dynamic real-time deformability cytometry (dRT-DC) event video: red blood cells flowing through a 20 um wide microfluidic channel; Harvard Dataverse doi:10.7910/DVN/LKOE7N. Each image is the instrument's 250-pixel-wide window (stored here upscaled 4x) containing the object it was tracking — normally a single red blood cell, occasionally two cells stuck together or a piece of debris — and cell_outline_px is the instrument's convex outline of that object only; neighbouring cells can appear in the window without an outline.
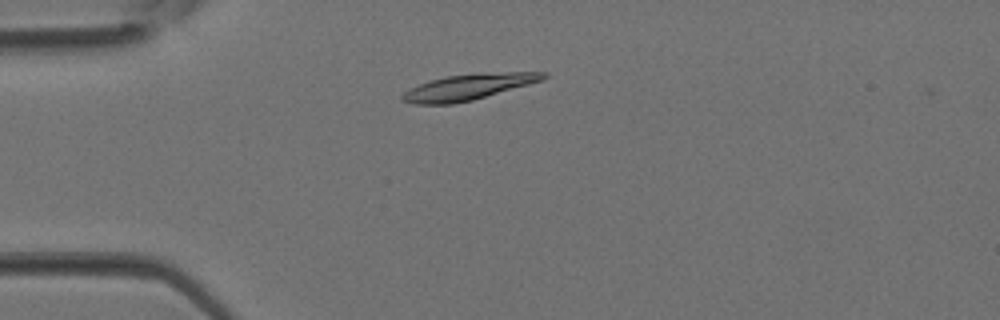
{"species": "Egyptian fruit bat (a non-hibernating species)", "species_latin": "Rousettus aegyptiacus", "temperature_condition": "room temperature", "stored_images_in_passage": 2, "camera_frame_rate_fps": 3000, "um_per_image_px": 0.085, "animal": {"sex": "female"}, "frame": {"image": 1, "passage_image": 1, "time_ms": 0.0, "image_size_px": [1000, 320], "cell_outline_px": [[548, 76], [544, 80], [472, 100], [452, 104], [412, 104], [400, 100], [400, 96], [404, 92], [420, 84], [432, 80], [448, 76], [480, 72], [548, 72]], "centroid_in_image_um": [39.83, 7.39], "position_along_channel_um": 45.2, "area_um2": 21.21}}